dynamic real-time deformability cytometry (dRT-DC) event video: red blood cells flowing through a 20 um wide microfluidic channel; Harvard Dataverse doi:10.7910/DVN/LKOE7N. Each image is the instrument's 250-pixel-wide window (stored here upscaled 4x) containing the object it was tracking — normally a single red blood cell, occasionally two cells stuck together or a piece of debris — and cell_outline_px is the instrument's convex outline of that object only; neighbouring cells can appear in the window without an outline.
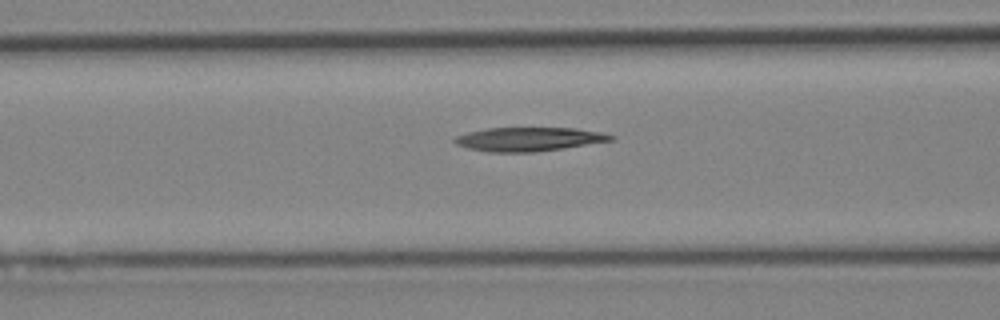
{"species": "Egyptian fruit bat (a non-hibernating species)", "species_latin": "Rousettus aegyptiacus", "temperature_condition": "cold", "stored_images_in_passage": 33, "camera_frame_rate_fps": 3000, "um_per_image_px": 0.085, "animal": {"sex": "female"}, "frame": {"image": 1, "passage_image": 15, "time_ms": 4.667, "image_size_px": [1000, 320], "cell_outline_px": [[616, 136], [612, 140], [564, 148], [532, 152], [488, 152], [468, 148], [456, 144], [452, 140], [456, 136], [468, 132], [488, 128], [576, 128], [600, 132]], "centroid_in_image_um": [44.92, 11.83], "position_along_channel_um": 121.7, "area_um2": 21.56}}
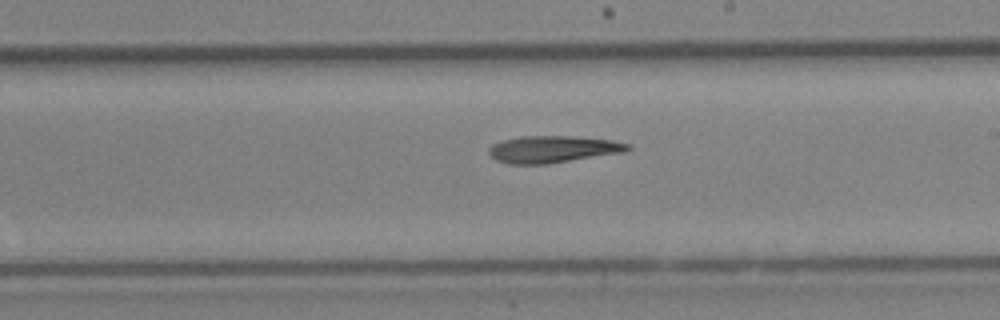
{"frame": {"image": 2, "passage_image": 23, "time_ms": 7.333, "image_size_px": [1000, 320], "cell_outline_px": [[632, 148], [628, 152], [548, 164], [508, 164], [496, 160], [488, 152], [488, 148], [492, 144], [504, 140], [520, 136], [568, 136], [612, 140], [628, 144]], "centroid_in_image_um": [47.01, 12.69], "position_along_channel_um": 242.0, "area_um2": 21.96}}
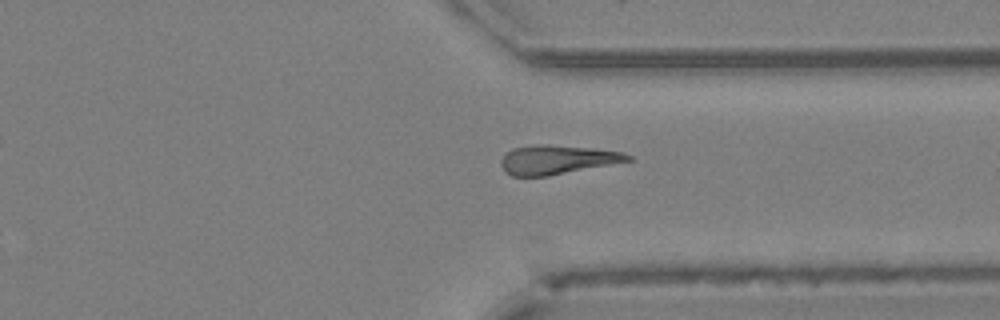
{"frame": {"image": 3, "passage_image": 31, "time_ms": 10.0, "image_size_px": [1000, 320], "cell_outline_px": [[636, 160], [548, 176], [512, 176], [504, 172], [500, 164], [500, 160], [504, 152], [512, 148], [540, 144], [548, 144], [592, 148], [624, 152], [632, 156]], "centroid_in_image_um": [47.36, 13.57], "position_along_channel_um": 364.0, "area_um2": 21.91}}